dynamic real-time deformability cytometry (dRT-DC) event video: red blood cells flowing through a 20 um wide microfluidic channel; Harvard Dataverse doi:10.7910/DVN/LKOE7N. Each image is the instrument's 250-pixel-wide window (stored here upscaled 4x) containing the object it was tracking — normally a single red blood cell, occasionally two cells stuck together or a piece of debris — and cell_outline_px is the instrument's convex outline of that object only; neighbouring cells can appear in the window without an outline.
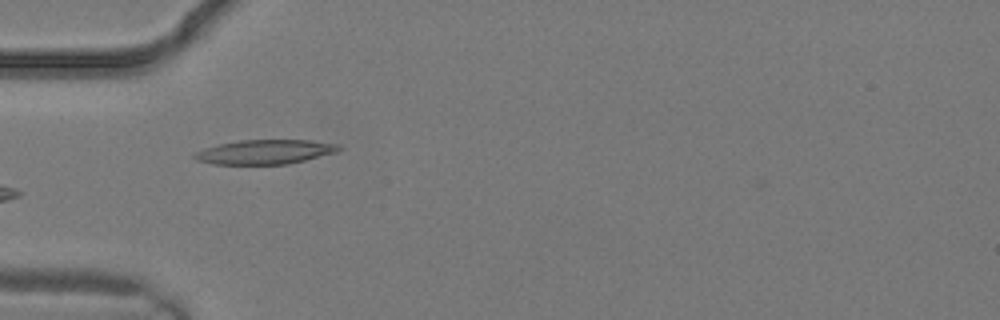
{"species": "common noctule bat (a hibernating species)", "species_latin": "Nyctalus noctula", "temperature_condition": "warm", "stored_images_in_passage": 2, "camera_frame_rate_fps": 3000, "um_per_image_px": 0.085, "animal": {"sex": "male", "body_mass_g": 19.2, "forearm_length_mm": 51.8}, "frame": {"image": 1, "passage_image": 2, "time_ms": 0.333, "image_size_px": [1000, 320], "cell_outline_px": [[344, 148], [336, 152], [304, 160], [284, 164], [212, 164], [196, 160], [192, 156], [196, 152], [204, 148], [220, 144], [240, 140], [308, 140], [340, 144]], "centroid_in_image_um": [22.53, 12.91], "position_along_channel_um": 62.5, "area_um2": 20.4}}